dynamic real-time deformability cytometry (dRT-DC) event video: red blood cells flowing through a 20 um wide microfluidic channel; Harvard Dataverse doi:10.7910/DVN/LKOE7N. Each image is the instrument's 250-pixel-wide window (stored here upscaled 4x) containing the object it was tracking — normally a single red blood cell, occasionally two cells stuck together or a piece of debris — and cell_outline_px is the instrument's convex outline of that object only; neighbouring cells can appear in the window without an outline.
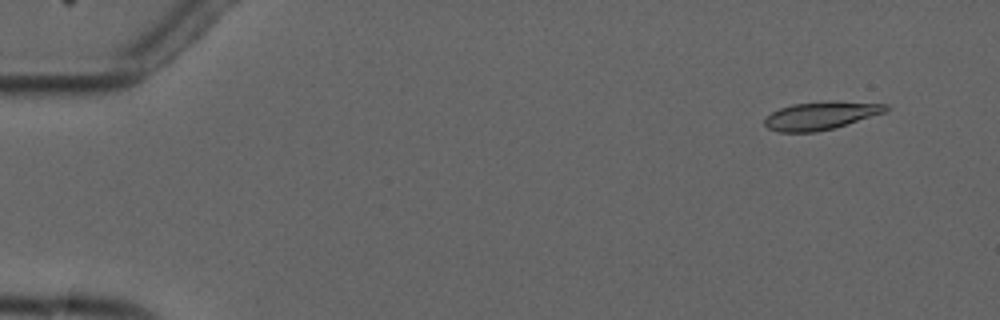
{"species": "common noctule bat (a hibernating species)", "species_latin": "Nyctalus noctula", "temperature_condition": "cold", "stored_images_in_passage": 5, "camera_frame_rate_fps": 3000, "um_per_image_px": 0.085, "animal": {"sex": "male", "forearm_length_mm": 52.5}, "frame": {"image": 1, "passage_image": 2, "time_ms": 1.333, "image_size_px": [1000, 320], "cell_outline_px": [[888, 108], [884, 112], [832, 128], [816, 132], [780, 132], [768, 128], [764, 124], [764, 120], [772, 112], [780, 108], [792, 104], [836, 100], [888, 104]], "centroid_in_image_um": [69.75, 9.81], "position_along_channel_um": 15.3, "area_um2": 19.54}}